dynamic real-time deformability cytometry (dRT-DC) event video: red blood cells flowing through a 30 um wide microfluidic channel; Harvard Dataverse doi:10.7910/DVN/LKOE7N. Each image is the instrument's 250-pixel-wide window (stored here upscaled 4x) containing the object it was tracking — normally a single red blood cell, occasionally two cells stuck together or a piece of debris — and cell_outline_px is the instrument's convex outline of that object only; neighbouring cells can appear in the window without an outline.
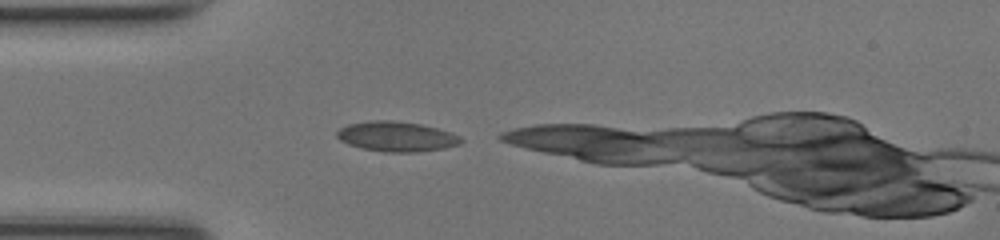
{"species": "common noctule bat (a hibernating species)", "species_latin": "Nyctalus noctula", "temperature_condition": "room temperature", "stored_images_in_passage": 6, "camera_frame_rate_fps": 3000, "um_per_image_px": 0.085, "animal": {"sex": "female", "body_mass_g": 17.0, "forearm_length_mm": 48.0}, "frame": {"image": 1, "passage_image": 1, "time_ms": 0.0, "image_size_px": [1000, 240], "cell_outline_px": [[464, 140], [460, 144], [444, 148], [416, 152], [384, 152], [360, 148], [348, 144], [340, 140], [336, 136], [336, 132], [340, 128], [348, 124], [368, 120], [392, 120], [420, 124], [452, 132], [460, 136]], "centroid_in_image_um": [33.69, 11.6], "position_along_channel_um": 51.3, "area_um2": 21.85}}
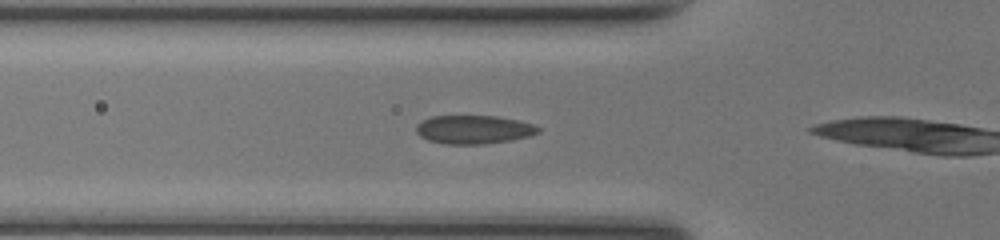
{"frame": {"image": 2, "passage_image": 4, "time_ms": 1.0, "image_size_px": [1000, 240], "cell_outline_px": [[540, 132], [532, 136], [512, 140], [484, 144], [444, 144], [428, 140], [420, 136], [416, 132], [416, 124], [432, 116], [496, 116], [536, 124], [540, 128]], "centroid_in_image_um": [40.3, 11.02], "position_along_channel_um": 85.5, "area_um2": 20.46}}